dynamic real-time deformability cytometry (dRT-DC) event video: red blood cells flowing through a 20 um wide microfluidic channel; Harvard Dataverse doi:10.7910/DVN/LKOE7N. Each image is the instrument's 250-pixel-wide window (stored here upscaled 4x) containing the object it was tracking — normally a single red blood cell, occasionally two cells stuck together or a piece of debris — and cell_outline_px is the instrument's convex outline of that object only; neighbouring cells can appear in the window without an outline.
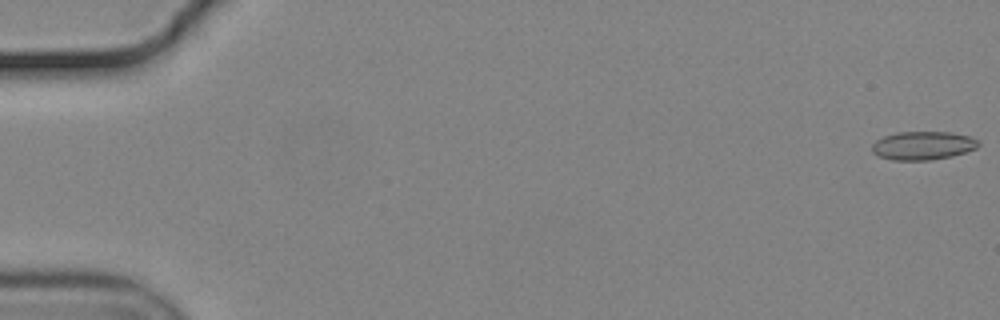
{"species": "common noctule bat (a hibernating species)", "species_latin": "Nyctalus noctula", "temperature_condition": "cold", "stored_images_in_passage": 4, "camera_frame_rate_fps": 3000, "um_per_image_px": 0.085, "animal": {"sex": "male", "body_mass_g": 19.2, "forearm_length_mm": 51.8}, "frame": {"image": 1, "passage_image": 1, "time_ms": 0.0, "image_size_px": [1000, 320], "cell_outline_px": [[980, 144], [976, 148], [952, 156], [928, 160], [892, 160], [876, 156], [872, 152], [872, 144], [876, 140], [884, 136], [896, 132], [948, 132], [968, 136], [980, 140]], "centroid_in_image_um": [78.42, 12.37], "position_along_channel_um": 6.6, "area_um2": 17.69}}